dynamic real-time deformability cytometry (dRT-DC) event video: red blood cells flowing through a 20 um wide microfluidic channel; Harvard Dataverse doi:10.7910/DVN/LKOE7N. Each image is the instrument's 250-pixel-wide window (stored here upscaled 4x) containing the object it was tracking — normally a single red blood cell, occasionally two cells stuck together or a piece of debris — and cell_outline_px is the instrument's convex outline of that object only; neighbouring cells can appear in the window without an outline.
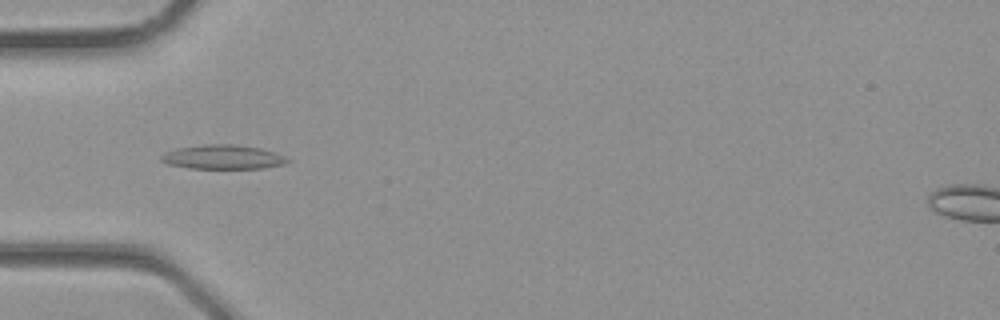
{"species": "common noctule bat (a hibernating species)", "species_latin": "Nyctalus noctula", "temperature_condition": "room temperature", "stored_images_in_passage": 28, "camera_frame_rate_fps": 3000, "um_per_image_px": 0.085, "animal": {"sex": "male", "body_mass_g": 23.1, "forearm_length_mm": 52.7}, "frame": {"image": 1, "passage_image": 4, "time_ms": 1.0, "image_size_px": [1000, 320], "cell_outline_px": [[292, 160], [284, 164], [264, 168], [188, 168], [168, 164], [160, 160], [160, 156], [164, 152], [176, 148], [204, 144], [236, 144], [260, 148], [284, 156]], "centroid_in_image_um": [18.92, 13.34], "position_along_channel_um": 66.1, "area_um2": 17.86}}
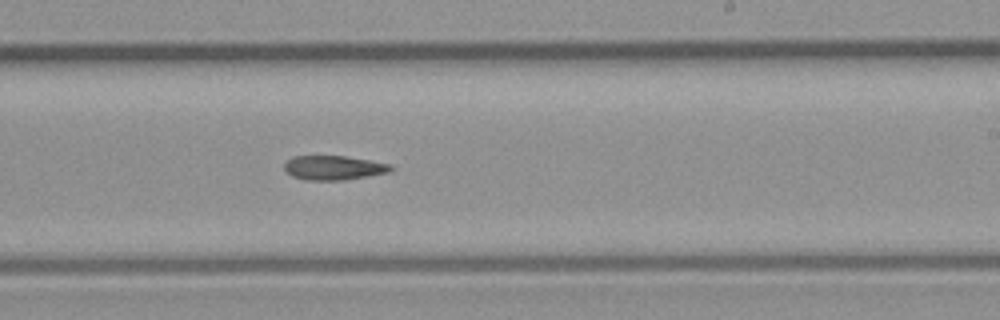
{"frame": {"image": 2, "passage_image": 14, "time_ms": 4.333, "image_size_px": [1000, 320], "cell_outline_px": [[392, 168], [388, 172], [344, 180], [304, 180], [292, 176], [284, 168], [284, 164], [292, 156], [344, 156], [392, 164]], "centroid_in_image_um": [28.33, 14.26], "position_along_channel_um": 260.7, "area_um2": 14.91}}
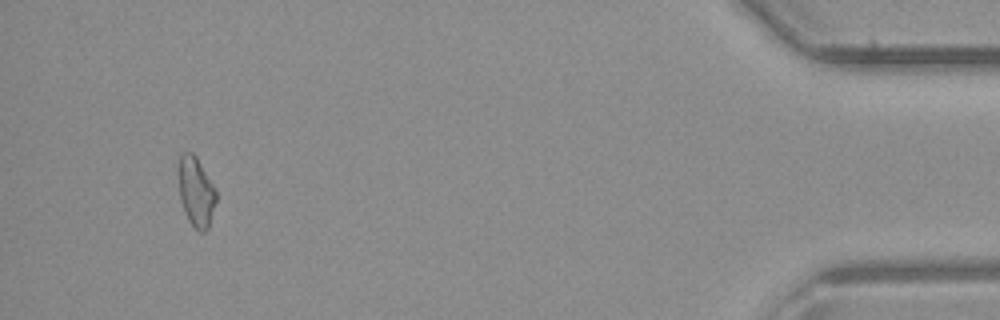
{"frame": {"image": 3, "passage_image": 26, "time_ms": 8.333, "image_size_px": [1000, 320], "cell_outline_px": [[216, 200], [208, 228], [204, 232], [196, 232], [188, 220], [184, 212], [180, 200], [180, 152], [192, 152], [196, 156], [212, 184], [216, 192]], "centroid_in_image_um": [16.66, 16.35], "position_along_channel_um": 418.5, "area_um2": 14.97}}